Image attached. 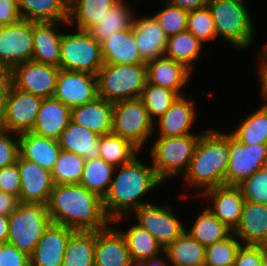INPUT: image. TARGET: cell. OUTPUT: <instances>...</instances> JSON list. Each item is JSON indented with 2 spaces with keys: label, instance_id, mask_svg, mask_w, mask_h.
I'll return each instance as SVG.
<instances>
[{
  "label": "cell",
  "instance_id": "83f0119b",
  "mask_svg": "<svg viewBox=\"0 0 267 266\" xmlns=\"http://www.w3.org/2000/svg\"><path fill=\"white\" fill-rule=\"evenodd\" d=\"M104 64H142L146 63L135 42L133 26L113 33L101 43Z\"/></svg>",
  "mask_w": 267,
  "mask_h": 266
},
{
  "label": "cell",
  "instance_id": "277c9868",
  "mask_svg": "<svg viewBox=\"0 0 267 266\" xmlns=\"http://www.w3.org/2000/svg\"><path fill=\"white\" fill-rule=\"evenodd\" d=\"M96 76L98 97L111 103L140 98L148 81L147 64H104Z\"/></svg>",
  "mask_w": 267,
  "mask_h": 266
},
{
  "label": "cell",
  "instance_id": "d6a6232c",
  "mask_svg": "<svg viewBox=\"0 0 267 266\" xmlns=\"http://www.w3.org/2000/svg\"><path fill=\"white\" fill-rule=\"evenodd\" d=\"M119 0H70L69 26L88 31L105 16L107 10Z\"/></svg>",
  "mask_w": 267,
  "mask_h": 266
},
{
  "label": "cell",
  "instance_id": "3957f363",
  "mask_svg": "<svg viewBox=\"0 0 267 266\" xmlns=\"http://www.w3.org/2000/svg\"><path fill=\"white\" fill-rule=\"evenodd\" d=\"M229 154V133L214 129L203 131L189 168L183 175L185 183L201 188L202 193L224 185Z\"/></svg>",
  "mask_w": 267,
  "mask_h": 266
},
{
  "label": "cell",
  "instance_id": "8fae6325",
  "mask_svg": "<svg viewBox=\"0 0 267 266\" xmlns=\"http://www.w3.org/2000/svg\"><path fill=\"white\" fill-rule=\"evenodd\" d=\"M229 163L225 185H240L259 169L264 168L267 144L244 145L229 134Z\"/></svg>",
  "mask_w": 267,
  "mask_h": 266
},
{
  "label": "cell",
  "instance_id": "f6af8a7d",
  "mask_svg": "<svg viewBox=\"0 0 267 266\" xmlns=\"http://www.w3.org/2000/svg\"><path fill=\"white\" fill-rule=\"evenodd\" d=\"M165 7L157 12L154 17L167 37L176 35L187 30L188 11L165 1Z\"/></svg>",
  "mask_w": 267,
  "mask_h": 266
},
{
  "label": "cell",
  "instance_id": "4dcf8cb0",
  "mask_svg": "<svg viewBox=\"0 0 267 266\" xmlns=\"http://www.w3.org/2000/svg\"><path fill=\"white\" fill-rule=\"evenodd\" d=\"M124 0H119L100 21L90 28L88 32L97 43H102L113 33L126 30L133 26L134 11Z\"/></svg>",
  "mask_w": 267,
  "mask_h": 266
},
{
  "label": "cell",
  "instance_id": "4316f807",
  "mask_svg": "<svg viewBox=\"0 0 267 266\" xmlns=\"http://www.w3.org/2000/svg\"><path fill=\"white\" fill-rule=\"evenodd\" d=\"M60 22H33L32 61L59 68L62 33L57 32Z\"/></svg>",
  "mask_w": 267,
  "mask_h": 266
},
{
  "label": "cell",
  "instance_id": "f35d334b",
  "mask_svg": "<svg viewBox=\"0 0 267 266\" xmlns=\"http://www.w3.org/2000/svg\"><path fill=\"white\" fill-rule=\"evenodd\" d=\"M121 233L125 236L133 262L159 256L161 252H164L158 241L147 230L137 224L131 226L125 232L121 231Z\"/></svg>",
  "mask_w": 267,
  "mask_h": 266
},
{
  "label": "cell",
  "instance_id": "4fadbf2b",
  "mask_svg": "<svg viewBox=\"0 0 267 266\" xmlns=\"http://www.w3.org/2000/svg\"><path fill=\"white\" fill-rule=\"evenodd\" d=\"M60 68L27 61L11 69L12 84L21 91L32 93L42 99L51 98L56 90Z\"/></svg>",
  "mask_w": 267,
  "mask_h": 266
},
{
  "label": "cell",
  "instance_id": "1f68e13d",
  "mask_svg": "<svg viewBox=\"0 0 267 266\" xmlns=\"http://www.w3.org/2000/svg\"><path fill=\"white\" fill-rule=\"evenodd\" d=\"M171 266H205L206 246L186 231L170 243L164 252Z\"/></svg>",
  "mask_w": 267,
  "mask_h": 266
},
{
  "label": "cell",
  "instance_id": "94428289",
  "mask_svg": "<svg viewBox=\"0 0 267 266\" xmlns=\"http://www.w3.org/2000/svg\"><path fill=\"white\" fill-rule=\"evenodd\" d=\"M5 244L6 243L0 241V253H2Z\"/></svg>",
  "mask_w": 267,
  "mask_h": 266
},
{
  "label": "cell",
  "instance_id": "f1b7e54d",
  "mask_svg": "<svg viewBox=\"0 0 267 266\" xmlns=\"http://www.w3.org/2000/svg\"><path fill=\"white\" fill-rule=\"evenodd\" d=\"M22 19L69 25L70 0H17Z\"/></svg>",
  "mask_w": 267,
  "mask_h": 266
},
{
  "label": "cell",
  "instance_id": "60d3db41",
  "mask_svg": "<svg viewBox=\"0 0 267 266\" xmlns=\"http://www.w3.org/2000/svg\"><path fill=\"white\" fill-rule=\"evenodd\" d=\"M85 161L80 155L61 150L51 171L54 184H79Z\"/></svg>",
  "mask_w": 267,
  "mask_h": 266
},
{
  "label": "cell",
  "instance_id": "ba28073f",
  "mask_svg": "<svg viewBox=\"0 0 267 266\" xmlns=\"http://www.w3.org/2000/svg\"><path fill=\"white\" fill-rule=\"evenodd\" d=\"M75 30L76 33L62 35L59 68L97 75L104 65L101 44L88 31Z\"/></svg>",
  "mask_w": 267,
  "mask_h": 266
},
{
  "label": "cell",
  "instance_id": "2e32d148",
  "mask_svg": "<svg viewBox=\"0 0 267 266\" xmlns=\"http://www.w3.org/2000/svg\"><path fill=\"white\" fill-rule=\"evenodd\" d=\"M20 172V203L47 205L54 187L52 173L37 163L22 158L17 160Z\"/></svg>",
  "mask_w": 267,
  "mask_h": 266
},
{
  "label": "cell",
  "instance_id": "e0dca14e",
  "mask_svg": "<svg viewBox=\"0 0 267 266\" xmlns=\"http://www.w3.org/2000/svg\"><path fill=\"white\" fill-rule=\"evenodd\" d=\"M209 199L207 208L231 231L238 225L245 199L239 186L220 185L204 191Z\"/></svg>",
  "mask_w": 267,
  "mask_h": 266
},
{
  "label": "cell",
  "instance_id": "ee69618b",
  "mask_svg": "<svg viewBox=\"0 0 267 266\" xmlns=\"http://www.w3.org/2000/svg\"><path fill=\"white\" fill-rule=\"evenodd\" d=\"M187 31L202 43L217 39L215 22L208 7L188 12Z\"/></svg>",
  "mask_w": 267,
  "mask_h": 266
},
{
  "label": "cell",
  "instance_id": "52a82bcc",
  "mask_svg": "<svg viewBox=\"0 0 267 266\" xmlns=\"http://www.w3.org/2000/svg\"><path fill=\"white\" fill-rule=\"evenodd\" d=\"M7 243L30 256L45 230L52 223L47 205L20 203L8 216Z\"/></svg>",
  "mask_w": 267,
  "mask_h": 266
},
{
  "label": "cell",
  "instance_id": "b9f144b4",
  "mask_svg": "<svg viewBox=\"0 0 267 266\" xmlns=\"http://www.w3.org/2000/svg\"><path fill=\"white\" fill-rule=\"evenodd\" d=\"M178 95L167 88L151 84L147 81L141 99L153 122L164 115ZM156 119H155V118Z\"/></svg>",
  "mask_w": 267,
  "mask_h": 266
},
{
  "label": "cell",
  "instance_id": "9c48e42d",
  "mask_svg": "<svg viewBox=\"0 0 267 266\" xmlns=\"http://www.w3.org/2000/svg\"><path fill=\"white\" fill-rule=\"evenodd\" d=\"M154 130L155 123L141 98L113 103L111 133L129 141L140 151Z\"/></svg>",
  "mask_w": 267,
  "mask_h": 266
},
{
  "label": "cell",
  "instance_id": "e575fe53",
  "mask_svg": "<svg viewBox=\"0 0 267 266\" xmlns=\"http://www.w3.org/2000/svg\"><path fill=\"white\" fill-rule=\"evenodd\" d=\"M193 223L191 229L186 228V232L204 246L221 241L232 233L207 207Z\"/></svg>",
  "mask_w": 267,
  "mask_h": 266
},
{
  "label": "cell",
  "instance_id": "9a60e30c",
  "mask_svg": "<svg viewBox=\"0 0 267 266\" xmlns=\"http://www.w3.org/2000/svg\"><path fill=\"white\" fill-rule=\"evenodd\" d=\"M53 97L71 109L87 104L98 97L97 76L60 69Z\"/></svg>",
  "mask_w": 267,
  "mask_h": 266
},
{
  "label": "cell",
  "instance_id": "ffe728a7",
  "mask_svg": "<svg viewBox=\"0 0 267 266\" xmlns=\"http://www.w3.org/2000/svg\"><path fill=\"white\" fill-rule=\"evenodd\" d=\"M136 17V18H135ZM133 19V29L135 42L141 58L147 62L156 58L164 57L168 37L160 27L157 19L152 16H135Z\"/></svg>",
  "mask_w": 267,
  "mask_h": 266
},
{
  "label": "cell",
  "instance_id": "603a6c76",
  "mask_svg": "<svg viewBox=\"0 0 267 266\" xmlns=\"http://www.w3.org/2000/svg\"><path fill=\"white\" fill-rule=\"evenodd\" d=\"M196 101L178 96L170 108L158 119L159 137L195 134L190 131L196 121Z\"/></svg>",
  "mask_w": 267,
  "mask_h": 266
},
{
  "label": "cell",
  "instance_id": "5bb4252c",
  "mask_svg": "<svg viewBox=\"0 0 267 266\" xmlns=\"http://www.w3.org/2000/svg\"><path fill=\"white\" fill-rule=\"evenodd\" d=\"M41 103L42 98L12 86L5 114L1 118L2 129L17 134L31 131Z\"/></svg>",
  "mask_w": 267,
  "mask_h": 266
},
{
  "label": "cell",
  "instance_id": "6125c7cd",
  "mask_svg": "<svg viewBox=\"0 0 267 266\" xmlns=\"http://www.w3.org/2000/svg\"><path fill=\"white\" fill-rule=\"evenodd\" d=\"M264 168L267 169V156H266V161H265V164H264Z\"/></svg>",
  "mask_w": 267,
  "mask_h": 266
},
{
  "label": "cell",
  "instance_id": "f907efd6",
  "mask_svg": "<svg viewBox=\"0 0 267 266\" xmlns=\"http://www.w3.org/2000/svg\"><path fill=\"white\" fill-rule=\"evenodd\" d=\"M0 266H30V259L26 253L6 243L0 253Z\"/></svg>",
  "mask_w": 267,
  "mask_h": 266
},
{
  "label": "cell",
  "instance_id": "91938a15",
  "mask_svg": "<svg viewBox=\"0 0 267 266\" xmlns=\"http://www.w3.org/2000/svg\"><path fill=\"white\" fill-rule=\"evenodd\" d=\"M262 266H267V244L262 245Z\"/></svg>",
  "mask_w": 267,
  "mask_h": 266
},
{
  "label": "cell",
  "instance_id": "836d02e7",
  "mask_svg": "<svg viewBox=\"0 0 267 266\" xmlns=\"http://www.w3.org/2000/svg\"><path fill=\"white\" fill-rule=\"evenodd\" d=\"M117 169L101 157L86 160L79 184L103 199Z\"/></svg>",
  "mask_w": 267,
  "mask_h": 266
},
{
  "label": "cell",
  "instance_id": "c3c4849f",
  "mask_svg": "<svg viewBox=\"0 0 267 266\" xmlns=\"http://www.w3.org/2000/svg\"><path fill=\"white\" fill-rule=\"evenodd\" d=\"M0 191L19 198L21 179L17 162L0 169Z\"/></svg>",
  "mask_w": 267,
  "mask_h": 266
},
{
  "label": "cell",
  "instance_id": "30bf717a",
  "mask_svg": "<svg viewBox=\"0 0 267 266\" xmlns=\"http://www.w3.org/2000/svg\"><path fill=\"white\" fill-rule=\"evenodd\" d=\"M33 22L20 19L10 25L0 26V66L12 69L18 64L32 61Z\"/></svg>",
  "mask_w": 267,
  "mask_h": 266
},
{
  "label": "cell",
  "instance_id": "7402d4cb",
  "mask_svg": "<svg viewBox=\"0 0 267 266\" xmlns=\"http://www.w3.org/2000/svg\"><path fill=\"white\" fill-rule=\"evenodd\" d=\"M148 82L174 91L183 96L181 90L189 82L192 70L181 62L160 57L146 62Z\"/></svg>",
  "mask_w": 267,
  "mask_h": 266
},
{
  "label": "cell",
  "instance_id": "7dc6e473",
  "mask_svg": "<svg viewBox=\"0 0 267 266\" xmlns=\"http://www.w3.org/2000/svg\"><path fill=\"white\" fill-rule=\"evenodd\" d=\"M11 135L14 136L12 137ZM19 155V134L1 128L0 169L16 163Z\"/></svg>",
  "mask_w": 267,
  "mask_h": 266
},
{
  "label": "cell",
  "instance_id": "cb8c5ba5",
  "mask_svg": "<svg viewBox=\"0 0 267 266\" xmlns=\"http://www.w3.org/2000/svg\"><path fill=\"white\" fill-rule=\"evenodd\" d=\"M70 116L71 108L69 106L54 97L44 98L31 132L59 140L70 121Z\"/></svg>",
  "mask_w": 267,
  "mask_h": 266
},
{
  "label": "cell",
  "instance_id": "bcb514c9",
  "mask_svg": "<svg viewBox=\"0 0 267 266\" xmlns=\"http://www.w3.org/2000/svg\"><path fill=\"white\" fill-rule=\"evenodd\" d=\"M238 186L245 201L267 205V169H259Z\"/></svg>",
  "mask_w": 267,
  "mask_h": 266
},
{
  "label": "cell",
  "instance_id": "ac0fdd59",
  "mask_svg": "<svg viewBox=\"0 0 267 266\" xmlns=\"http://www.w3.org/2000/svg\"><path fill=\"white\" fill-rule=\"evenodd\" d=\"M75 231L51 223L29 256L30 266H62L68 240Z\"/></svg>",
  "mask_w": 267,
  "mask_h": 266
},
{
  "label": "cell",
  "instance_id": "74e56055",
  "mask_svg": "<svg viewBox=\"0 0 267 266\" xmlns=\"http://www.w3.org/2000/svg\"><path fill=\"white\" fill-rule=\"evenodd\" d=\"M98 145L99 157L115 167L128 164L139 153L129 141L113 133L100 135Z\"/></svg>",
  "mask_w": 267,
  "mask_h": 266
},
{
  "label": "cell",
  "instance_id": "816d5d0a",
  "mask_svg": "<svg viewBox=\"0 0 267 266\" xmlns=\"http://www.w3.org/2000/svg\"><path fill=\"white\" fill-rule=\"evenodd\" d=\"M20 19L17 0H0V26L14 24Z\"/></svg>",
  "mask_w": 267,
  "mask_h": 266
},
{
  "label": "cell",
  "instance_id": "ab89813d",
  "mask_svg": "<svg viewBox=\"0 0 267 266\" xmlns=\"http://www.w3.org/2000/svg\"><path fill=\"white\" fill-rule=\"evenodd\" d=\"M230 134L244 145L267 144V104L248 115Z\"/></svg>",
  "mask_w": 267,
  "mask_h": 266
},
{
  "label": "cell",
  "instance_id": "484cf974",
  "mask_svg": "<svg viewBox=\"0 0 267 266\" xmlns=\"http://www.w3.org/2000/svg\"><path fill=\"white\" fill-rule=\"evenodd\" d=\"M20 156L52 171L61 152L59 141L31 131L19 134Z\"/></svg>",
  "mask_w": 267,
  "mask_h": 266
},
{
  "label": "cell",
  "instance_id": "f546056e",
  "mask_svg": "<svg viewBox=\"0 0 267 266\" xmlns=\"http://www.w3.org/2000/svg\"><path fill=\"white\" fill-rule=\"evenodd\" d=\"M99 137L96 132L70 120L58 141L61 150L80 155L85 160H91L100 156Z\"/></svg>",
  "mask_w": 267,
  "mask_h": 266
},
{
  "label": "cell",
  "instance_id": "9f6ffc18",
  "mask_svg": "<svg viewBox=\"0 0 267 266\" xmlns=\"http://www.w3.org/2000/svg\"><path fill=\"white\" fill-rule=\"evenodd\" d=\"M171 4L186 11H193L208 6L211 0H167Z\"/></svg>",
  "mask_w": 267,
  "mask_h": 266
},
{
  "label": "cell",
  "instance_id": "d6986e66",
  "mask_svg": "<svg viewBox=\"0 0 267 266\" xmlns=\"http://www.w3.org/2000/svg\"><path fill=\"white\" fill-rule=\"evenodd\" d=\"M112 225L95 232V266H133L125 236Z\"/></svg>",
  "mask_w": 267,
  "mask_h": 266
},
{
  "label": "cell",
  "instance_id": "44dd1931",
  "mask_svg": "<svg viewBox=\"0 0 267 266\" xmlns=\"http://www.w3.org/2000/svg\"><path fill=\"white\" fill-rule=\"evenodd\" d=\"M232 232L243 245L267 244V205L245 201L240 221Z\"/></svg>",
  "mask_w": 267,
  "mask_h": 266
},
{
  "label": "cell",
  "instance_id": "7c38bea8",
  "mask_svg": "<svg viewBox=\"0 0 267 266\" xmlns=\"http://www.w3.org/2000/svg\"><path fill=\"white\" fill-rule=\"evenodd\" d=\"M134 212L137 225L147 230L163 249L186 231L183 223L174 215L172 207L168 204L157 206L150 203L135 209Z\"/></svg>",
  "mask_w": 267,
  "mask_h": 266
},
{
  "label": "cell",
  "instance_id": "11a10c76",
  "mask_svg": "<svg viewBox=\"0 0 267 266\" xmlns=\"http://www.w3.org/2000/svg\"><path fill=\"white\" fill-rule=\"evenodd\" d=\"M260 53V59L263 60V62L259 65L260 67L258 69V76L260 77L259 82L261 83L260 85L262 88V98L267 101V46H264Z\"/></svg>",
  "mask_w": 267,
  "mask_h": 266
},
{
  "label": "cell",
  "instance_id": "be15d7a7",
  "mask_svg": "<svg viewBox=\"0 0 267 266\" xmlns=\"http://www.w3.org/2000/svg\"><path fill=\"white\" fill-rule=\"evenodd\" d=\"M205 266H211V265H205ZM224 266H234V265H224Z\"/></svg>",
  "mask_w": 267,
  "mask_h": 266
},
{
  "label": "cell",
  "instance_id": "d590c367",
  "mask_svg": "<svg viewBox=\"0 0 267 266\" xmlns=\"http://www.w3.org/2000/svg\"><path fill=\"white\" fill-rule=\"evenodd\" d=\"M95 232L75 231L68 240L62 266H95Z\"/></svg>",
  "mask_w": 267,
  "mask_h": 266
},
{
  "label": "cell",
  "instance_id": "6f0895ef",
  "mask_svg": "<svg viewBox=\"0 0 267 266\" xmlns=\"http://www.w3.org/2000/svg\"><path fill=\"white\" fill-rule=\"evenodd\" d=\"M158 256L155 257H151L149 259L146 260H141V261H135L133 262V266H170L167 265L166 261H164L163 259H159Z\"/></svg>",
  "mask_w": 267,
  "mask_h": 266
},
{
  "label": "cell",
  "instance_id": "7bdbcfd3",
  "mask_svg": "<svg viewBox=\"0 0 267 266\" xmlns=\"http://www.w3.org/2000/svg\"><path fill=\"white\" fill-rule=\"evenodd\" d=\"M232 232L225 239L206 246L205 265H234L236 255L243 245Z\"/></svg>",
  "mask_w": 267,
  "mask_h": 266
},
{
  "label": "cell",
  "instance_id": "5b68a950",
  "mask_svg": "<svg viewBox=\"0 0 267 266\" xmlns=\"http://www.w3.org/2000/svg\"><path fill=\"white\" fill-rule=\"evenodd\" d=\"M221 37L239 50L248 49L254 40V25L243 0H211L207 6Z\"/></svg>",
  "mask_w": 267,
  "mask_h": 266
},
{
  "label": "cell",
  "instance_id": "8992f818",
  "mask_svg": "<svg viewBox=\"0 0 267 266\" xmlns=\"http://www.w3.org/2000/svg\"><path fill=\"white\" fill-rule=\"evenodd\" d=\"M201 135L156 138L150 154L152 167L162 182L179 173L184 175L187 172Z\"/></svg>",
  "mask_w": 267,
  "mask_h": 266
},
{
  "label": "cell",
  "instance_id": "d4e9b609",
  "mask_svg": "<svg viewBox=\"0 0 267 266\" xmlns=\"http://www.w3.org/2000/svg\"><path fill=\"white\" fill-rule=\"evenodd\" d=\"M113 103L97 97L95 100L71 109L70 120L99 135L112 131Z\"/></svg>",
  "mask_w": 267,
  "mask_h": 266
},
{
  "label": "cell",
  "instance_id": "680465c9",
  "mask_svg": "<svg viewBox=\"0 0 267 266\" xmlns=\"http://www.w3.org/2000/svg\"><path fill=\"white\" fill-rule=\"evenodd\" d=\"M9 233V219L8 216L0 215V241L7 243Z\"/></svg>",
  "mask_w": 267,
  "mask_h": 266
},
{
  "label": "cell",
  "instance_id": "db71d44e",
  "mask_svg": "<svg viewBox=\"0 0 267 266\" xmlns=\"http://www.w3.org/2000/svg\"><path fill=\"white\" fill-rule=\"evenodd\" d=\"M20 204L19 198L0 191V215L9 216Z\"/></svg>",
  "mask_w": 267,
  "mask_h": 266
},
{
  "label": "cell",
  "instance_id": "f5cc1de1",
  "mask_svg": "<svg viewBox=\"0 0 267 266\" xmlns=\"http://www.w3.org/2000/svg\"><path fill=\"white\" fill-rule=\"evenodd\" d=\"M11 70L5 67H0V117L5 114L7 100L12 88Z\"/></svg>",
  "mask_w": 267,
  "mask_h": 266
},
{
  "label": "cell",
  "instance_id": "681fc988",
  "mask_svg": "<svg viewBox=\"0 0 267 266\" xmlns=\"http://www.w3.org/2000/svg\"><path fill=\"white\" fill-rule=\"evenodd\" d=\"M234 266H262V245H242L236 255Z\"/></svg>",
  "mask_w": 267,
  "mask_h": 266
},
{
  "label": "cell",
  "instance_id": "7a4b0ae2",
  "mask_svg": "<svg viewBox=\"0 0 267 266\" xmlns=\"http://www.w3.org/2000/svg\"><path fill=\"white\" fill-rule=\"evenodd\" d=\"M138 159L136 156L128 164L117 167L119 172L113 177L103 198L104 210L112 223H117L129 212L131 214L135 209L150 204L141 198L163 183L153 167L144 165Z\"/></svg>",
  "mask_w": 267,
  "mask_h": 266
},
{
  "label": "cell",
  "instance_id": "6da1fadb",
  "mask_svg": "<svg viewBox=\"0 0 267 266\" xmlns=\"http://www.w3.org/2000/svg\"><path fill=\"white\" fill-rule=\"evenodd\" d=\"M47 210L52 223L74 231L96 232L112 224L104 210L103 199L81 184H55Z\"/></svg>",
  "mask_w": 267,
  "mask_h": 266
},
{
  "label": "cell",
  "instance_id": "8d00e7d4",
  "mask_svg": "<svg viewBox=\"0 0 267 266\" xmlns=\"http://www.w3.org/2000/svg\"><path fill=\"white\" fill-rule=\"evenodd\" d=\"M203 43L189 31L168 37L165 57L181 62L190 70L201 55Z\"/></svg>",
  "mask_w": 267,
  "mask_h": 266
}]
</instances>
